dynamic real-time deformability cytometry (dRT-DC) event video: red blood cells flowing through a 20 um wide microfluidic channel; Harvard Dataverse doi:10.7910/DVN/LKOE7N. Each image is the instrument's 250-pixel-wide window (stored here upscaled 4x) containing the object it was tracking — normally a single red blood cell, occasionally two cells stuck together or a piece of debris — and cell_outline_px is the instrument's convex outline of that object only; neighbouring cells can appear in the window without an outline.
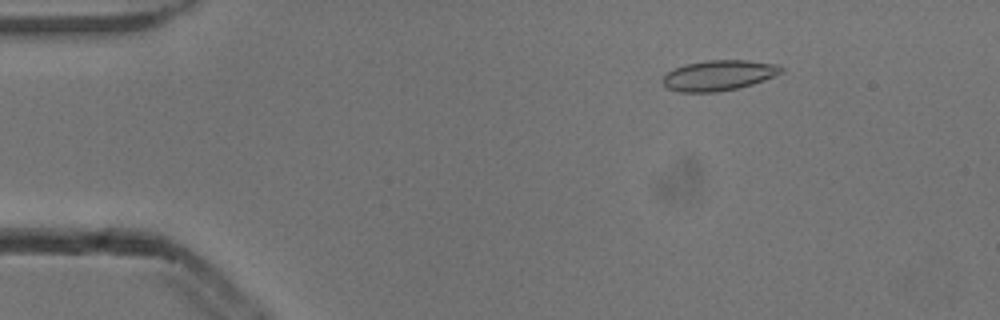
{"species": "common noctule bat (a hibernating species)", "species_latin": "Nyctalus noctula", "temperature_condition": "cold", "stored_images_in_passage": 4, "camera_frame_rate_fps": 3000, "um_per_image_px": 0.085, "animal": {"sex": "male", "body_mass_g": 13.3}, "frame": {"image": 1, "passage_image": 2, "time_ms": 0.333, "image_size_px": [1000, 320], "cell_outline_px": [[784, 72], [764, 80], [752, 84], [736, 88], [716, 92], [680, 92], [668, 88], [660, 80], [668, 72], [684, 64], [708, 60], [748, 60], [776, 64], [784, 68]], "centroid_in_image_um": [61.1, 6.4], "position_along_channel_um": 23.9, "area_um2": 20.92}}